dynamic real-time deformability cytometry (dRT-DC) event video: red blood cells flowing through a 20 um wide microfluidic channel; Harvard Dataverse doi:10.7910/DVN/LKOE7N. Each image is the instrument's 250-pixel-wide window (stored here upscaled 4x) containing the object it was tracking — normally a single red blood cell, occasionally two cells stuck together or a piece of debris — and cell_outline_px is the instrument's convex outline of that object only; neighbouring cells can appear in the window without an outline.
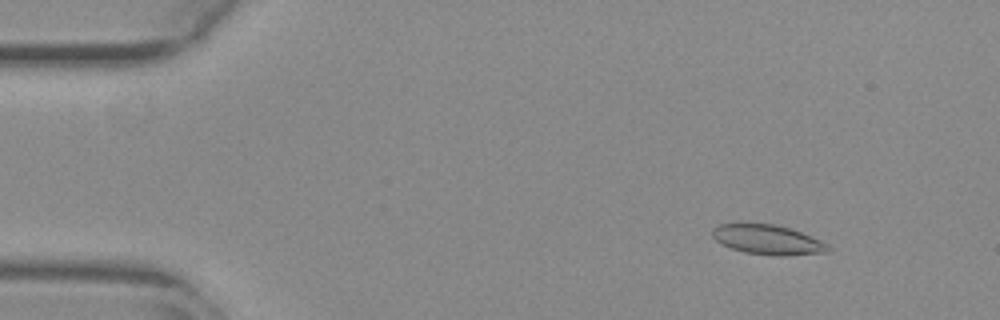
{"species": "common noctule bat (a hibernating species)", "species_latin": "Nyctalus noctula", "temperature_condition": "warm", "stored_images_in_passage": 55, "camera_frame_rate_fps": 3000, "um_per_image_px": 0.085, "animal": {"sex": "female", "body_mass_g": 29.2, "forearm_length_mm": 56.3}, "frame": {"image": 1, "passage_image": 7, "time_ms": 2.0, "image_size_px": [1000, 320], "cell_outline_px": [[832, 248], [828, 252], [784, 256], [776, 256], [744, 252], [720, 244], [712, 236], [712, 228], [720, 224], [776, 224], [800, 232], [820, 240], [828, 244]], "centroid_in_image_um": [65.26, 20.39], "position_along_channel_um": 19.7, "area_um2": 19.94}}
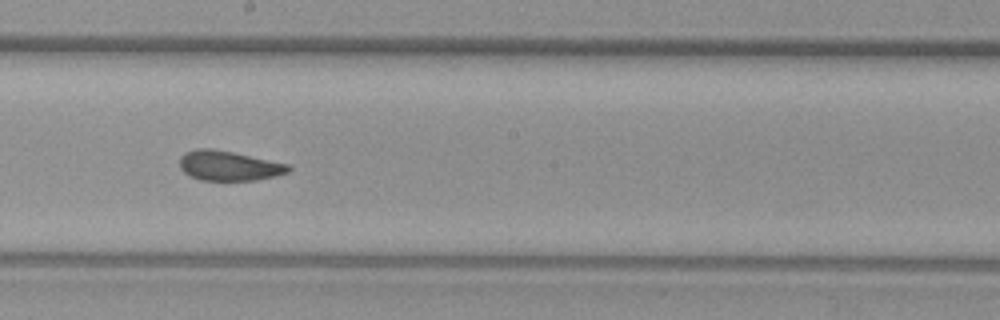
{"frame": {"image": 2, "passage_image": 31, "time_ms": 10.0, "image_size_px": [1000, 320], "cell_outline_px": [[292, 168], [288, 172], [256, 180], [200, 180], [188, 176], [180, 168], [180, 156], [184, 152], [196, 148], [212, 148], [292, 164]], "centroid_in_image_um": [19.44, 14.08], "position_along_channel_um": 228.8, "area_um2": 19.07}}
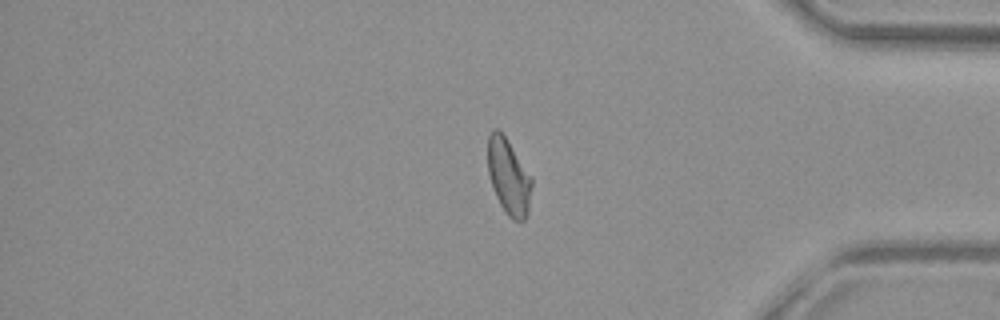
{"frame": {"image": 3, "passage_image": 46, "time_ms": 15.0, "image_size_px": [1000, 320], "cell_outline_px": [[532, 184], [528, 212], [524, 220], [512, 220], [508, 216], [500, 204], [496, 196], [488, 172], [488, 136], [492, 128], [496, 128], [508, 140], [532, 176]], "centroid_in_image_um": [43.24, 15.0], "position_along_channel_um": 392.0, "area_um2": 19.36}, "authors_computed_cell_mechanics": {"area_um2": 19.7676, "velocity_mm_per_s": 3.7879, "shape_relaxation_time_tau1_ms": null, "shape_relaxation_time_tau2_ms": 1.7993, "deformation_change_tau1": null, "deformation_change_tau2": 0.0815}}